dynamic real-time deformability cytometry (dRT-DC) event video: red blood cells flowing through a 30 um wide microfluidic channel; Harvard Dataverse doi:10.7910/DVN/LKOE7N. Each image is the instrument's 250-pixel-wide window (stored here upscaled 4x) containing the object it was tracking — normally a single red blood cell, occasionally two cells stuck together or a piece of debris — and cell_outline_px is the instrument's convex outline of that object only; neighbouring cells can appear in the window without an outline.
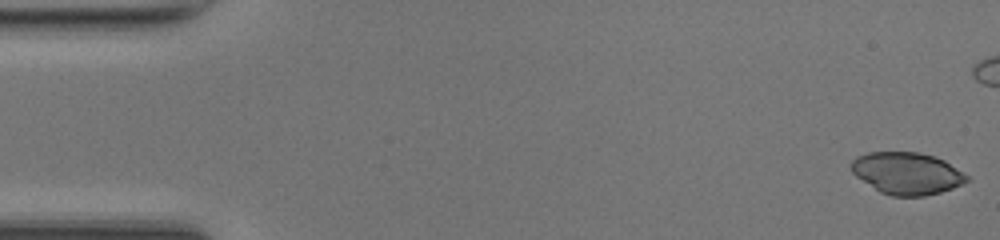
{"species": "common noctule bat (a hibernating species)", "species_latin": "Nyctalus noctula", "temperature_condition": "room temperature", "stored_images_in_passage": 40, "camera_frame_rate_fps": 3000, "um_per_image_px": 0.085, "animal": {"sex": "female", "body_mass_g": 17.0, "forearm_length_mm": 48.0}, "frame": {"image": 1, "passage_image": 1, "time_ms": 0.0, "image_size_px": [1000, 240], "cell_outline_px": [[968, 180], [952, 188], [940, 192], [924, 196], [892, 196], [880, 192], [856, 176], [852, 172], [848, 164], [856, 156], [868, 152], [920, 152], [944, 160], [968, 176]], "centroid_in_image_um": [77.03, 14.72], "position_along_channel_um": 8.0, "area_um2": 28.21}}
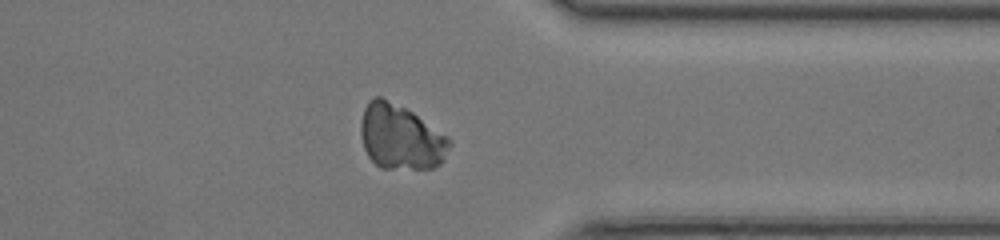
{"frame": {"image": 2, "passage_image": 38, "time_ms": 12.333, "image_size_px": [1000, 240], "cell_outline_px": [[452, 144], [440, 164], [432, 168], [380, 168], [368, 156], [364, 148], [360, 136], [360, 120], [364, 108], [368, 100], [376, 96], [380, 96], [412, 112], [448, 136], [452, 140]], "centroid_in_image_um": [34.04, 11.65], "position_along_channel_um": 377.4, "area_um2": 33.58}}